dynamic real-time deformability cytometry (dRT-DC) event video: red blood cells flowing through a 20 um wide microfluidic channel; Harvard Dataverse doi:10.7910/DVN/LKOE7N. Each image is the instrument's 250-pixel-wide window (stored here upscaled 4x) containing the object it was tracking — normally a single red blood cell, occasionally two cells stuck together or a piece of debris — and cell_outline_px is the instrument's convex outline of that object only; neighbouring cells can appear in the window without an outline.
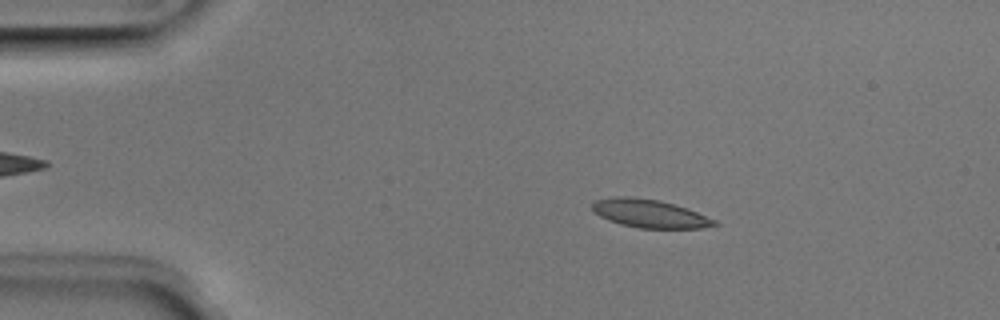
{"species": "Egyptian fruit bat (a non-hibernating species)", "species_latin": "Rousettus aegyptiacus", "temperature_condition": "room temperature", "stored_images_in_passage": 4, "camera_frame_rate_fps": 3000, "um_per_image_px": 0.085, "animal": {"sex": "male"}, "frame": {"image": 1, "passage_image": 2, "time_ms": 0.333, "image_size_px": [1000, 320], "cell_outline_px": [[720, 224], [700, 228], [640, 228], [620, 224], [608, 220], [600, 216], [592, 208], [592, 204], [596, 200], [616, 196], [632, 196], [660, 200], [676, 204], [688, 208], [716, 220]], "centroid_in_image_um": [55.24, 18.14], "position_along_channel_um": 29.8, "area_um2": 20.17}}